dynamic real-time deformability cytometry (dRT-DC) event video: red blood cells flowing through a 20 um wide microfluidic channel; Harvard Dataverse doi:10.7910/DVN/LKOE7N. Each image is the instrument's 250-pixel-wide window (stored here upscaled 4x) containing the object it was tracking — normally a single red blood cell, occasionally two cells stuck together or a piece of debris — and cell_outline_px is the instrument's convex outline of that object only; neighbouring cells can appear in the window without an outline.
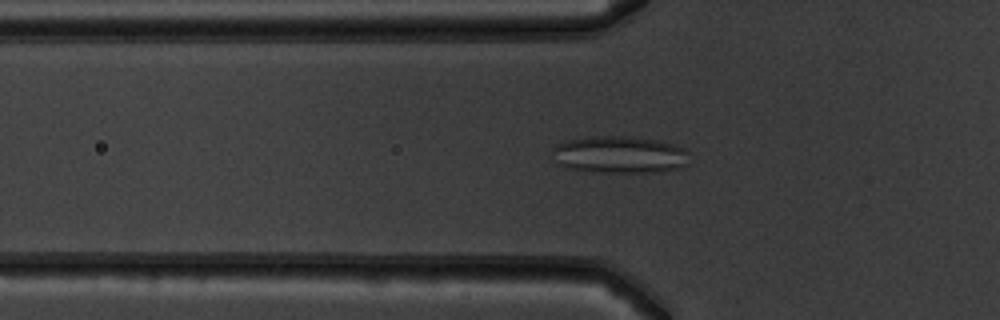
{"species": "common noctule bat (a hibernating species)", "species_latin": "Nyctalus noctula", "temperature_condition": "warm", "stored_images_in_passage": 53, "segment_of_instrument_passage": [1, 2], "camera_frame_rate_fps": 3000, "um_per_image_px": 0.085, "animal": {"sex": "male", "body_mass_g": 19.5, "forearm_length_mm": 54.6}, "frame": {"image": 1, "passage_image": 19, "time_ms": 6.0, "image_size_px": [1000, 320], "cell_outline_px": [[688, 164], [676, 168], [660, 172], [600, 172], [568, 168], [556, 164], [552, 148], [556, 144], [568, 140], [592, 136], [624, 136], [656, 140], [672, 144], [684, 148], [688, 152]], "centroid_in_image_um": [52.64, 13.15], "position_along_channel_um": 73.2, "area_um2": 29.59}}
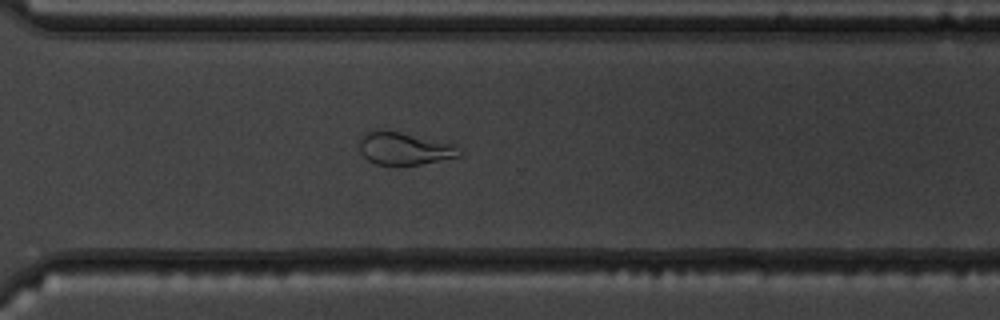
{"frame": {"image": 2, "passage_image": 39, "time_ms": 12.667, "image_size_px": [1000, 320], "cell_outline_px": [[464, 152], [460, 156], [400, 168], [392, 168], [376, 164], [368, 160], [360, 152], [360, 136], [368, 128], [384, 128], [456, 144]], "centroid_in_image_um": [34.32, 12.62], "position_along_channel_um": 336.3, "area_um2": 20.23}}
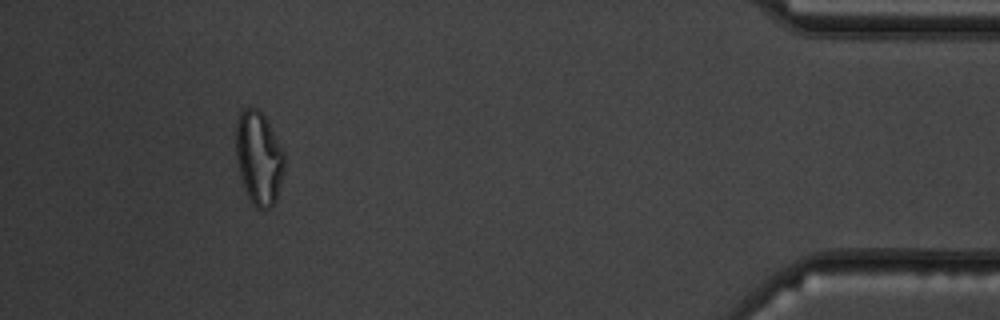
{"frame": {"image": 3, "passage_image": 49, "time_ms": 16.0, "image_size_px": [1000, 320], "cell_outline_px": [[284, 172], [276, 200], [268, 208], [256, 208], [252, 204], [248, 196], [236, 160], [236, 124], [240, 112], [244, 108], [256, 108], [264, 116], [284, 152]], "centroid_in_image_um": [22.0, 13.43], "position_along_channel_um": 413.2, "area_um2": 25.95}}